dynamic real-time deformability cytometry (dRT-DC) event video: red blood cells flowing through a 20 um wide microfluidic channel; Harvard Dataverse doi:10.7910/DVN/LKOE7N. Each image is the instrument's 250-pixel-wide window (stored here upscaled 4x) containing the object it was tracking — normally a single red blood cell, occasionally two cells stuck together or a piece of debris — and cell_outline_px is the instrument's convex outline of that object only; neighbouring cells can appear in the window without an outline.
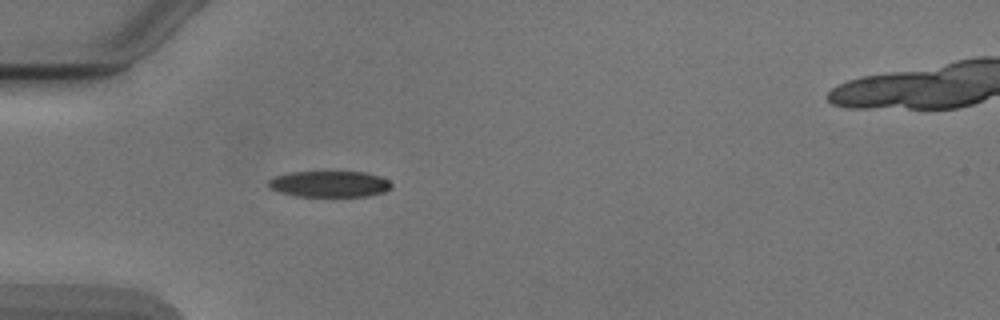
{"species": "Egyptian fruit bat (a non-hibernating species)", "species_latin": "Rousettus aegyptiacus", "temperature_condition": "cold", "stored_images_in_passage": 5, "camera_frame_rate_fps": 3000, "um_per_image_px": 0.085, "animal": {"sex": "male"}, "frame": {"image": 1, "passage_image": 4, "time_ms": 3.333, "image_size_px": [1000, 320], "cell_outline_px": [[392, 188], [384, 192], [368, 196], [296, 196], [280, 192], [268, 188], [268, 180], [276, 176], [292, 172], [364, 172], [380, 176], [388, 180], [392, 184]], "centroid_in_image_um": [28.02, 15.64], "position_along_channel_um": 57.0, "area_um2": 18.73}}